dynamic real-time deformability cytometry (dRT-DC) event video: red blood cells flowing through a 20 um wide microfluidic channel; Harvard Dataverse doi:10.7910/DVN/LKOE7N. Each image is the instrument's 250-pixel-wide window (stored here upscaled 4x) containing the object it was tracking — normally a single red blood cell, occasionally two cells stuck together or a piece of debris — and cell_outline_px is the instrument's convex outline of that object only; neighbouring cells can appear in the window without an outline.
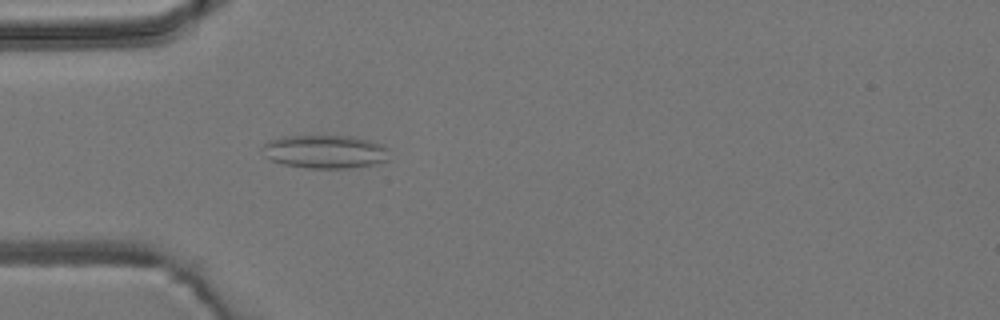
{"species": "common noctule bat (a hibernating species)", "species_latin": "Nyctalus noctula", "temperature_condition": "room temperature", "stored_images_in_passage": 4, "camera_frame_rate_fps": 3000, "um_per_image_px": 0.085, "animal": {"sex": "male", "body_mass_g": 19.2, "forearm_length_mm": 51.8}, "frame": {"image": 1, "passage_image": 4, "time_ms": 3.667, "image_size_px": [1000, 320], "cell_outline_px": [[388, 160], [376, 164], [348, 168], [308, 168], [284, 164], [272, 160], [264, 156], [264, 144], [268, 140], [288, 136], [348, 136], [368, 140], [380, 144], [388, 148]], "centroid_in_image_um": [27.64, 12.9], "position_along_channel_um": 57.4, "area_um2": 24.45}}